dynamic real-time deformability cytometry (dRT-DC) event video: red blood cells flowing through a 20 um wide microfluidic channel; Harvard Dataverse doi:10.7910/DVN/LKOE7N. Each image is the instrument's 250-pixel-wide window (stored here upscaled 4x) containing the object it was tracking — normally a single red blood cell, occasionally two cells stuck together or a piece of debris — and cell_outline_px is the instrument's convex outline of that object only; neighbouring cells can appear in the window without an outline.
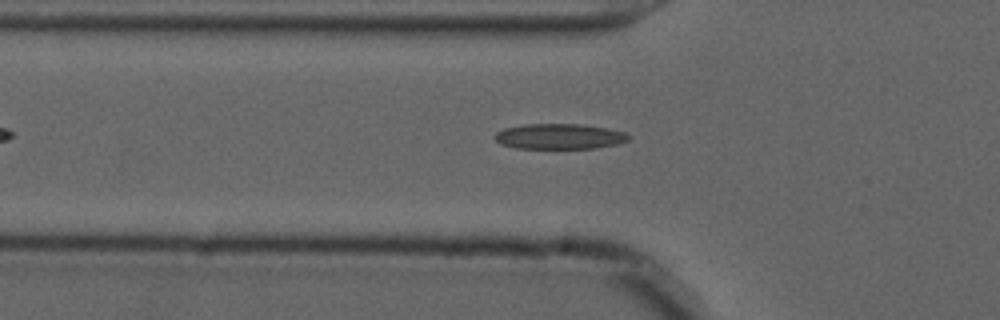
{"species": "common noctule bat (a hibernating species)", "species_latin": "Nyctalus noctula", "temperature_condition": "cold", "stored_images_in_passage": 42, "camera_frame_rate_fps": 3000, "um_per_image_px": 0.085, "animal": {"sex": "male", "forearm_length_mm": 52.5}, "frame": {"image": 1, "passage_image": 11, "time_ms": 3.333, "image_size_px": [1000, 320], "cell_outline_px": [[628, 140], [616, 144], [592, 148], [516, 148], [500, 144], [492, 136], [496, 132], [504, 128], [524, 124], [580, 124], [604, 128], [624, 132], [628, 136]], "centroid_in_image_um": [47.46, 11.59], "position_along_channel_um": 78.3, "area_um2": 19.59}}
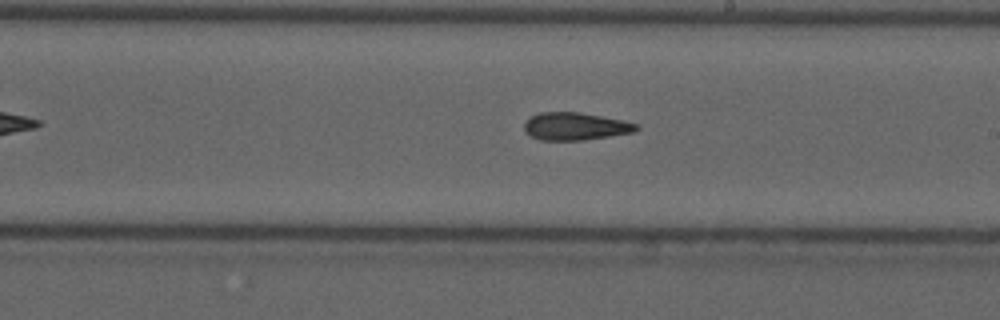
{"frame": {"image": 2, "passage_image": 24, "time_ms": 7.667, "image_size_px": [1000, 320], "cell_outline_px": [[640, 128], [632, 132], [584, 140], [540, 140], [528, 136], [524, 132], [524, 120], [540, 112], [576, 112], [624, 120], [640, 124]], "centroid_in_image_um": [48.86, 10.74], "position_along_channel_um": 240.1, "area_um2": 18.15}}
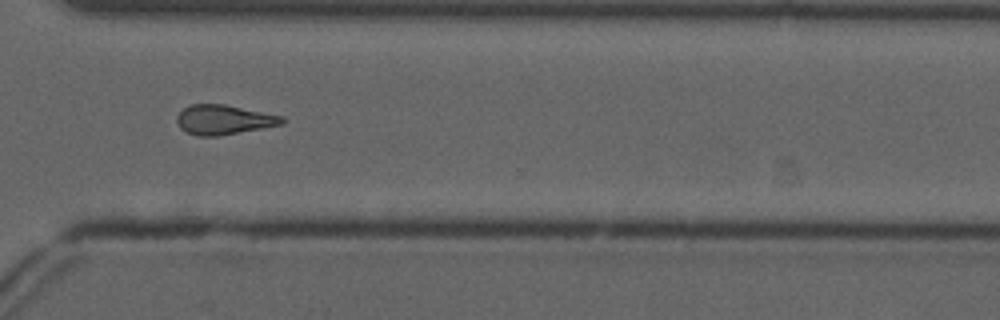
{"frame": {"image": 3, "passage_image": 33, "time_ms": 10.667, "image_size_px": [1000, 320], "cell_outline_px": [[288, 120], [284, 124], [216, 136], [196, 136], [180, 128], [176, 124], [176, 116], [188, 104], [224, 104], [284, 116]], "centroid_in_image_um": [19.03, 10.17], "position_along_channel_um": 351.6, "area_um2": 18.26}, "authors_computed_cell_mechanics": {"area_um2": 18.4671, "velocity_mm_per_s": 3.7296, "shape_relaxation_time_tau1_ms": null, "shape_relaxation_time_tau2_ms": 6.0319, "deformation_change_tau1": null, "deformation_change_tau2": 0.1642}}